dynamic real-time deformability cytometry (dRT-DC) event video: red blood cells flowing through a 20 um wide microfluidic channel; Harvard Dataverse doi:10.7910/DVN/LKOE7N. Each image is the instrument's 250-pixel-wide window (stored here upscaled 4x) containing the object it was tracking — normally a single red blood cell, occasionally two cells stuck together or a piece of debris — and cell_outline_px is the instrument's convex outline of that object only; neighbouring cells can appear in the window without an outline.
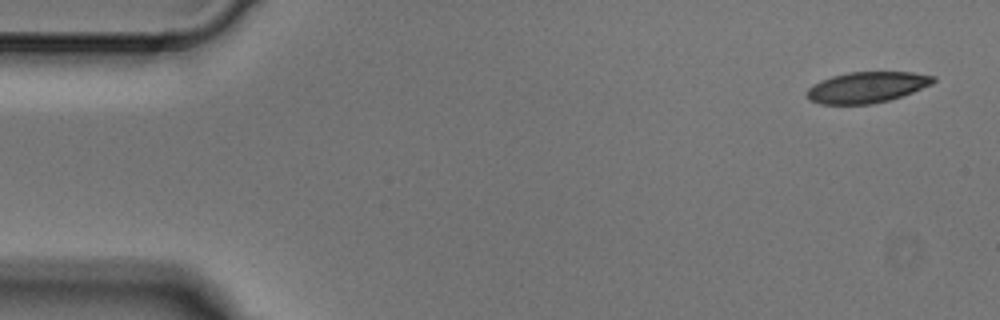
{"species": "Egyptian fruit bat (a non-hibernating species)", "species_latin": "Rousettus aegyptiacus", "temperature_condition": "cold", "stored_images_in_passage": 4, "camera_frame_rate_fps": 3000, "um_per_image_px": 0.085, "animal": {"sex": "male"}, "frame": {"image": 1, "passage_image": 1, "time_ms": 0.0, "image_size_px": [1000, 320], "cell_outline_px": [[936, 80], [932, 84], [912, 92], [888, 100], [872, 104], [820, 104], [808, 100], [808, 88], [812, 84], [832, 76], [848, 72], [912, 72], [936, 76]], "centroid_in_image_um": [73.68, 7.41], "position_along_channel_um": 11.3, "area_um2": 22.72}}
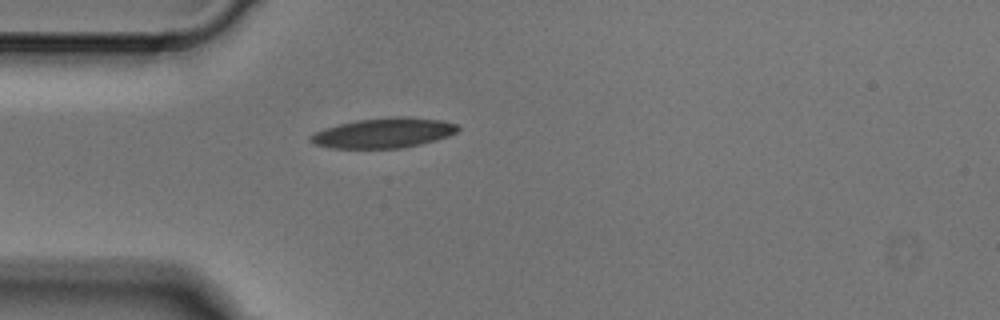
{"frame": {"image": 2, "passage_image": 4, "time_ms": 1.0, "image_size_px": [1000, 320], "cell_outline_px": [[460, 128], [456, 132], [448, 136], [436, 140], [420, 144], [400, 148], [332, 148], [316, 144], [308, 140], [308, 136], [324, 128], [356, 120], [388, 116], [408, 116], [440, 120], [456, 124]], "centroid_in_image_um": [32.61, 11.29], "position_along_channel_um": 52.4, "area_um2": 25.78}}